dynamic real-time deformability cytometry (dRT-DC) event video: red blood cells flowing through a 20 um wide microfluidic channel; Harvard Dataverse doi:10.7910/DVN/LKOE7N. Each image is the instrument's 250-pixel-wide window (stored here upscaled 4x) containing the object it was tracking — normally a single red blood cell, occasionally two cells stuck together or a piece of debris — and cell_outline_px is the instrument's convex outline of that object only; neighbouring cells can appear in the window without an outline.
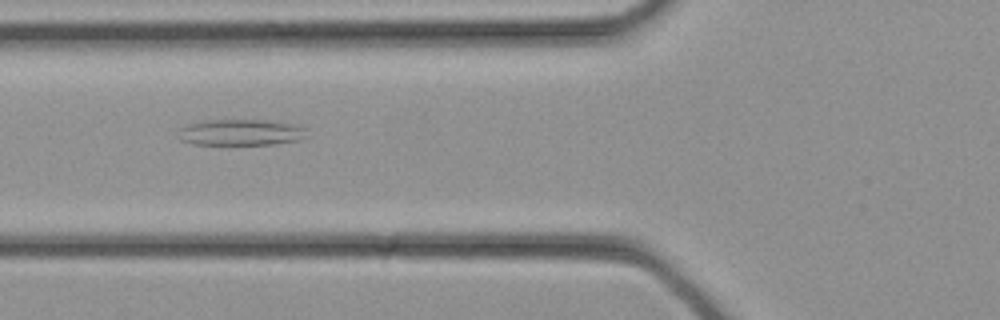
{"species": "common noctule bat (a hibernating species)", "species_latin": "Nyctalus noctula", "temperature_condition": "cold", "stored_images_in_passage": 24, "camera_frame_rate_fps": 3000, "um_per_image_px": 0.085, "animal": {"sex": "female", "body_mass_g": 21.9}, "frame": {"image": 1, "passage_image": 3, "time_ms": 0.667, "image_size_px": [1000, 320], "cell_outline_px": [[304, 128], [300, 140], [276, 144], [192, 144], [180, 140], [180, 128], [188, 124], [200, 120], [268, 120], [288, 124]], "centroid_in_image_um": [20.37, 11.25], "position_along_channel_um": 105.4, "area_um2": 19.19}}
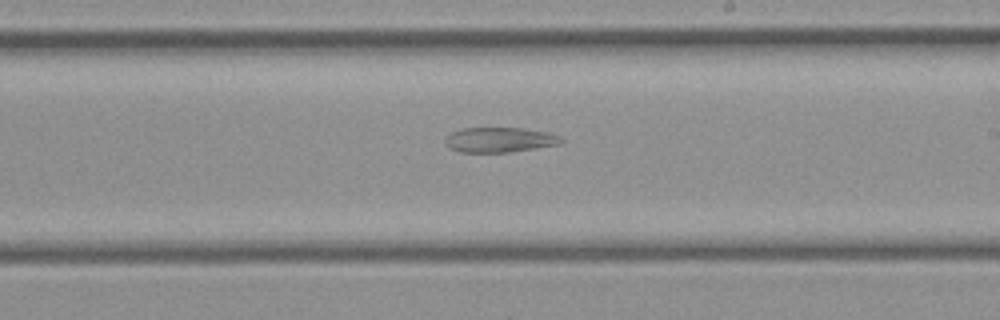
{"frame": {"image": 2, "passage_image": 10, "time_ms": 3.0, "image_size_px": [1000, 320], "cell_outline_px": [[564, 140], [560, 144], [508, 152], [460, 152], [448, 148], [444, 144], [444, 140], [452, 132], [464, 128], [524, 128], [548, 132], [560, 136]], "centroid_in_image_um": [42.45, 11.88], "position_along_channel_um": 246.5, "area_um2": 16.88}}
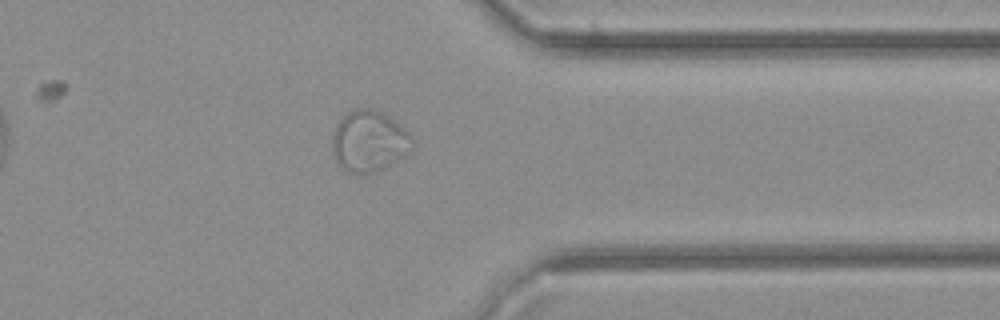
{"frame": {"image": 3, "passage_image": 17, "time_ms": 5.333, "image_size_px": [1000, 320], "cell_outline_px": [[412, 148], [404, 156], [384, 168], [376, 172], [360, 176], [340, 168], [332, 152], [332, 132], [336, 124], [348, 112], [356, 108], [372, 108], [388, 116], [404, 128], [412, 136]], "centroid_in_image_um": [31.34, 12.03], "position_along_channel_um": 380.1, "area_um2": 28.78}}